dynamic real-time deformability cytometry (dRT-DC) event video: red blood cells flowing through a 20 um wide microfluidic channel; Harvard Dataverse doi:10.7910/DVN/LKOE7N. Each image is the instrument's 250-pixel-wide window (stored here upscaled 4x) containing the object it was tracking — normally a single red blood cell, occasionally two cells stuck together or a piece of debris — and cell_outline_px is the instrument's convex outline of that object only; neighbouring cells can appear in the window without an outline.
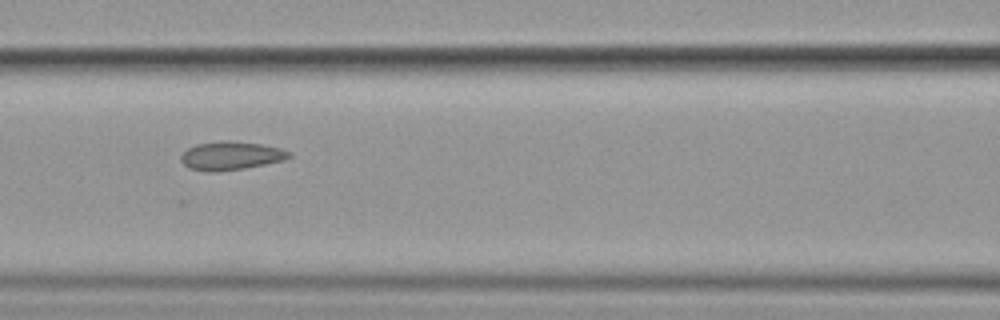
{"species": "common noctule bat (a hibernating species)", "species_latin": "Nyctalus noctula", "temperature_condition": "cold", "stored_images_in_passage": 11, "camera_frame_rate_fps": 3000, "um_per_image_px": 0.085, "animal": {"sex": "female", "body_mass_g": 19.9}, "frame": {"image": 1, "passage_image": 4, "time_ms": 4.0, "image_size_px": [1000, 320], "cell_outline_px": [[292, 156], [284, 160], [244, 168], [212, 172], [188, 168], [180, 160], [180, 156], [188, 148], [196, 144], [220, 140], [228, 140], [260, 144], [280, 148], [292, 152]], "centroid_in_image_um": [19.62, 13.22], "position_along_channel_um": 147.0, "area_um2": 17.92}}
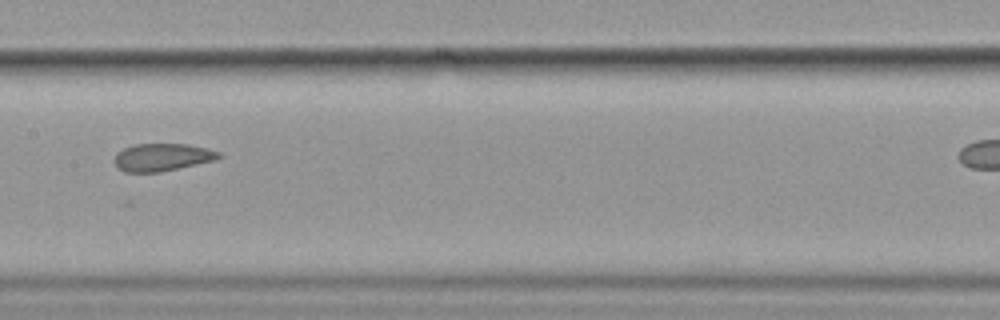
{"frame": {"image": 2, "passage_image": 5, "time_ms": 5.333, "image_size_px": [1000, 320], "cell_outline_px": [[220, 156], [212, 160], [160, 172], [124, 172], [112, 160], [116, 152], [124, 148], [136, 144], [188, 144], [208, 148], [220, 152]], "centroid_in_image_um": [13.73, 13.35], "position_along_channel_um": 193.7, "area_um2": 16.59}}
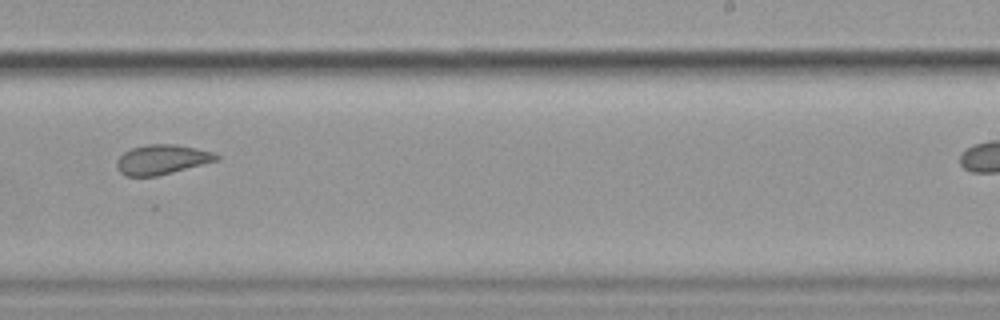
{"frame": {"image": 3, "passage_image": 7, "time_ms": 7.667, "image_size_px": [1000, 320], "cell_outline_px": [[220, 160], [156, 176], [128, 176], [120, 172], [116, 168], [116, 160], [124, 152], [132, 148], [148, 144], [176, 144], [196, 148], [212, 152], [220, 156]], "centroid_in_image_um": [13.76, 13.55], "position_along_channel_um": 275.2, "area_um2": 17.22}, "authors_computed_cell_mechanics": {"area_um2": 17.918, "velocity_mm_per_s": 3.5198, "shape_relaxation_time_tau1_ms": 6.6165, "shape_relaxation_time_tau2_ms": 3.8103, "deformation_change_tau1": 0.0994, "deformation_change_tau2": 0.0572}}